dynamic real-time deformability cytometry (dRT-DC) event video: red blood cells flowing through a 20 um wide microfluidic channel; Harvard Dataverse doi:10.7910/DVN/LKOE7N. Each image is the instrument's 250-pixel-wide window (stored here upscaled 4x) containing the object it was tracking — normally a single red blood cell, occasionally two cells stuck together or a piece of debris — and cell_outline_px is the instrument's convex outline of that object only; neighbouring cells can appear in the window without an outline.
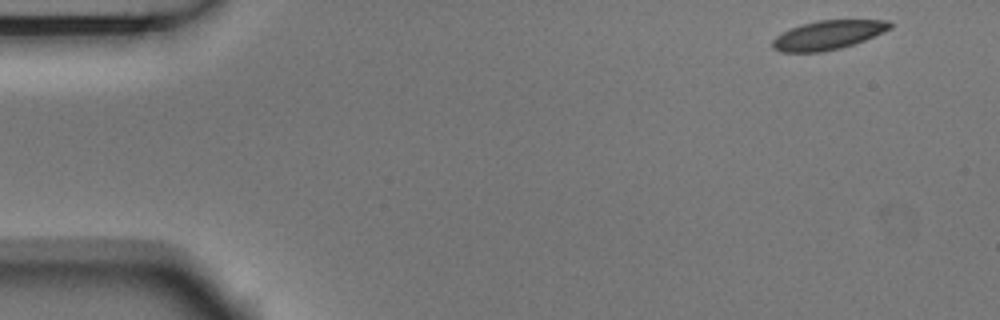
{"species": "Egyptian fruit bat (a non-hibernating species)", "species_latin": "Rousettus aegyptiacus", "temperature_condition": "room temperature", "stored_images_in_passage": 6, "camera_frame_rate_fps": 3000, "um_per_image_px": 0.085, "animal": {"sex": "male"}, "frame": {"image": 1, "passage_image": 1, "time_ms": 0.0, "image_size_px": [1000, 320], "cell_outline_px": [[892, 28], [864, 40], [840, 48], [820, 52], [780, 52], [772, 48], [772, 40], [776, 36], [792, 28], [804, 24], [820, 20], [888, 20], [892, 24]], "centroid_in_image_um": [70.37, 2.98], "position_along_channel_um": 14.6, "area_um2": 19.59}}
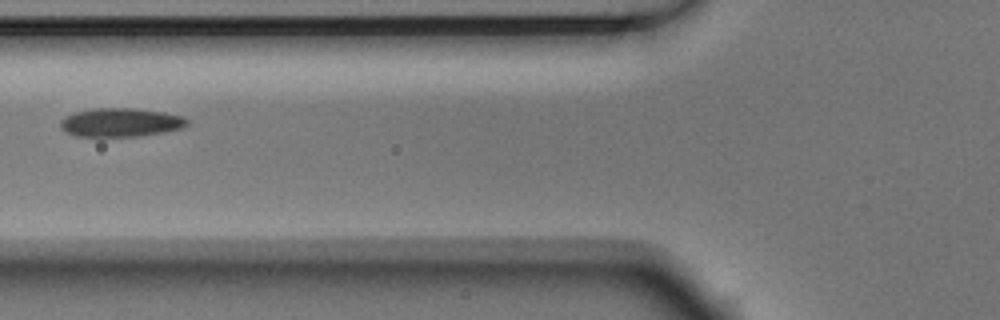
{"frame": {"image": 2, "passage_image": 5, "time_ms": 1.333, "image_size_px": [1000, 320], "cell_outline_px": [[188, 124], [184, 128], [164, 132], [140, 136], [76, 136], [64, 132], [60, 128], [60, 120], [64, 116], [76, 112], [92, 108], [132, 108], [164, 112], [184, 116], [188, 120]], "centroid_in_image_um": [10.25, 10.4], "position_along_channel_um": 115.5, "area_um2": 21.39}}
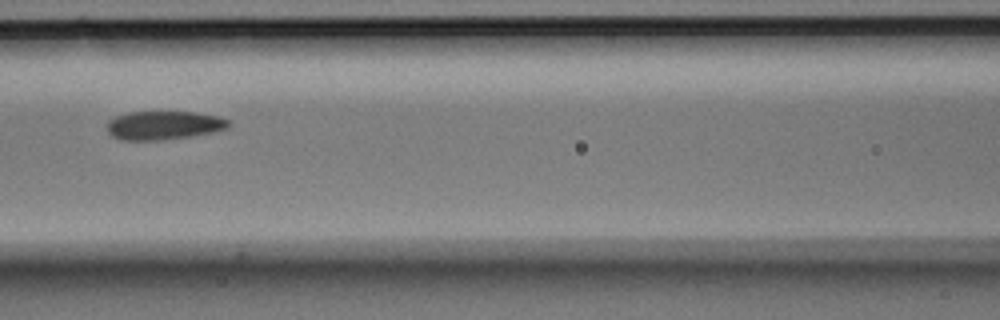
{"frame": {"image": 3, "passage_image": 6, "time_ms": 1.667, "image_size_px": [1000, 320], "cell_outline_px": [[228, 124], [224, 128], [212, 132], [192, 136], [160, 140], [120, 140], [112, 136], [108, 132], [108, 120], [116, 116], [128, 112], [196, 112], [220, 116], [228, 120]], "centroid_in_image_um": [13.88, 10.65], "position_along_channel_um": 152.7, "area_um2": 20.17}}